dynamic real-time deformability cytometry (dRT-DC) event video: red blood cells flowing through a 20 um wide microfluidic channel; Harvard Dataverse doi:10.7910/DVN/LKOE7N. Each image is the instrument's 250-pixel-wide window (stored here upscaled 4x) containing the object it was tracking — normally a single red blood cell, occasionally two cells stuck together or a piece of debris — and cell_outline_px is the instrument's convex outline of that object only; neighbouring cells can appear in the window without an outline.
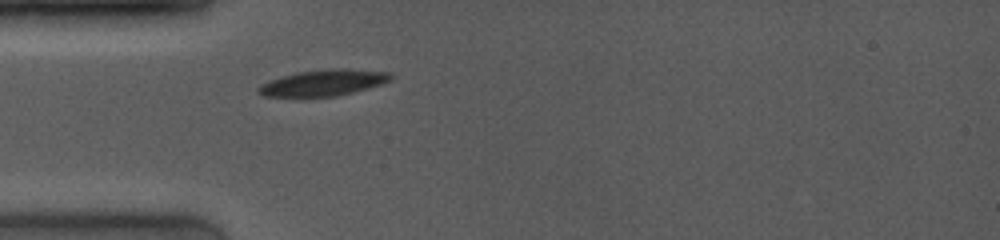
{"species": "common noctule bat (a hibernating species)", "species_latin": "Nyctalus noctula", "temperature_condition": "room temperature", "stored_images_in_passage": 31, "camera_frame_rate_fps": 4000, "um_per_image_px": 0.085, "animal": {"sex": "female", "body_mass_g": 19.0, "forearm_length_mm": 53.3}, "frame": {"image": 1, "passage_image": 1, "time_ms": 0.0, "image_size_px": [1000, 240], "cell_outline_px": [[392, 80], [368, 88], [336, 96], [264, 96], [256, 92], [256, 88], [260, 84], [268, 80], [296, 72], [332, 68], [344, 68], [392, 72]], "centroid_in_image_um": [27.47, 7.02], "position_along_channel_um": 57.5, "area_um2": 20.23}}
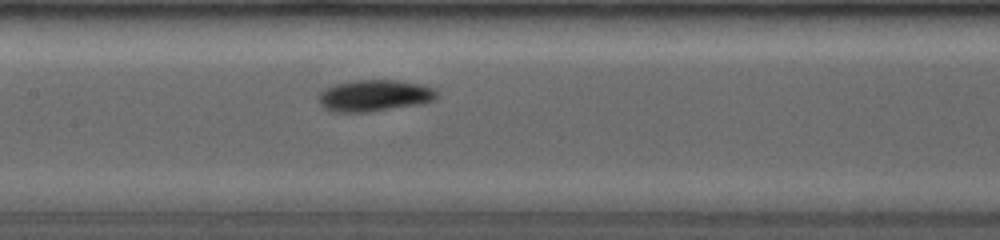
{"frame": {"image": 2, "passage_image": 10, "time_ms": 3.0, "image_size_px": [1000, 240], "cell_outline_px": [[440, 92], [432, 100], [420, 104], [368, 112], [332, 112], [324, 108], [320, 104], [320, 92], [324, 88], [336, 84], [356, 80], [396, 80], [424, 84]], "centroid_in_image_um": [31.83, 8.12], "position_along_channel_um": 175.6, "area_um2": 21.73}}
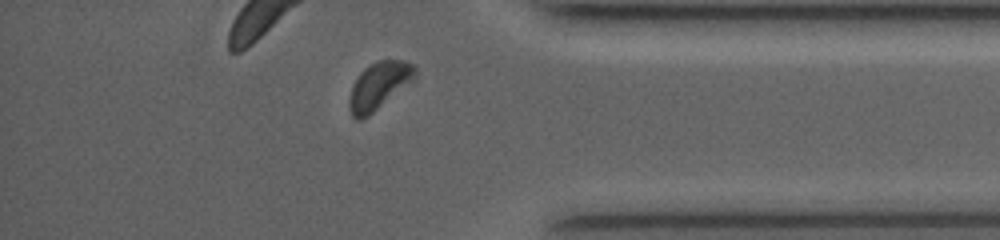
{"frame": {"image": 3, "passage_image": 26, "time_ms": 8.75, "image_size_px": [1000, 240], "cell_outline_px": [[416, 80], [368, 116], [360, 120], [356, 120], [352, 116], [348, 108], [348, 100], [352, 88], [360, 72], [364, 68], [380, 60], [400, 60], [416, 64]], "centroid_in_image_um": [32.25, 7.3], "position_along_channel_um": 403.0, "area_um2": 18.32}, "authors_computed_cell_mechanics": {"area_um2": 20.23, "velocity_mm_per_s": 4.0516, "shape_relaxation_time_tau1_ms": 1.9302, "shape_relaxation_time_tau2_ms": 5.8018, "deformation_change_tau1": 0.0882, "deformation_change_tau2": 0.0685}}